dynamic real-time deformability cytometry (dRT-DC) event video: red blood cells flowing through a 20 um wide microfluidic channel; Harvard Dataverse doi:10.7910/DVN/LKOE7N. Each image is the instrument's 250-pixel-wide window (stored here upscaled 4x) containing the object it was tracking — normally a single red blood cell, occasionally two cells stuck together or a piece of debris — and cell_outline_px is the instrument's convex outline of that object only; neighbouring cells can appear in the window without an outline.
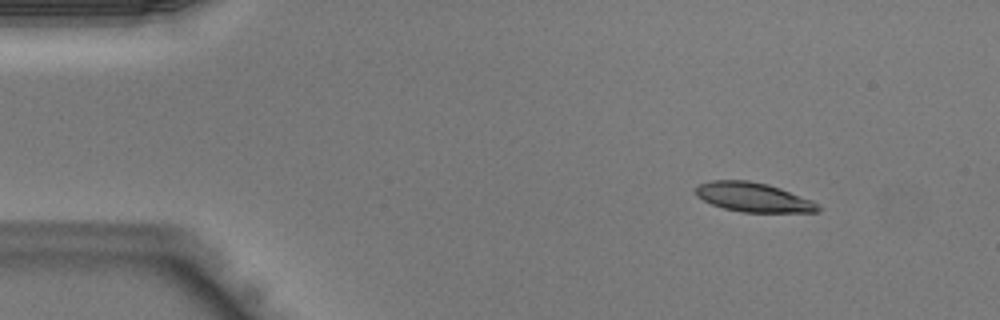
{"species": "Egyptian fruit bat (a non-hibernating species)", "species_latin": "Rousettus aegyptiacus", "temperature_condition": "warm", "stored_images_in_passage": 42, "camera_frame_rate_fps": 3000, "um_per_image_px": 0.085, "animal": {"sex": "male"}, "frame": {"image": 1, "passage_image": 5, "time_ms": 1.333, "image_size_px": [1000, 320], "cell_outline_px": [[820, 208], [816, 212], [740, 212], [724, 208], [712, 204], [696, 196], [696, 188], [700, 184], [712, 180], [748, 180], [768, 184], [780, 188], [812, 200]], "centroid_in_image_um": [64.02, 16.76], "position_along_channel_um": 21.0, "area_um2": 20.69}}
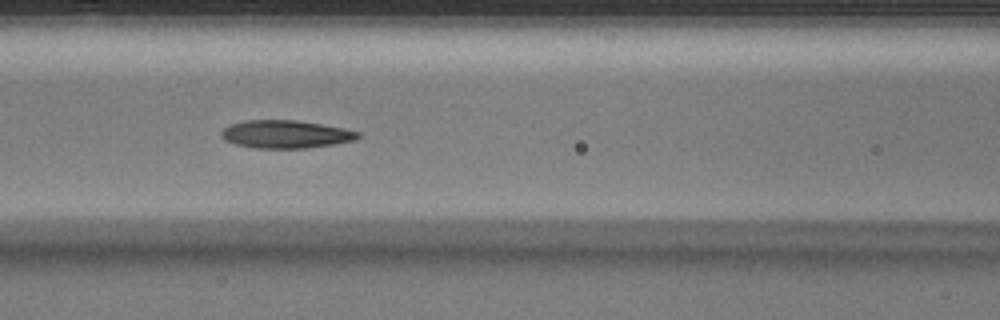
{"frame": {"image": 2, "passage_image": 18, "time_ms": 5.667, "image_size_px": [1000, 320], "cell_outline_px": [[360, 136], [352, 140], [332, 144], [308, 148], [256, 148], [236, 144], [224, 140], [220, 136], [220, 132], [224, 128], [232, 124], [244, 120], [296, 120], [320, 124], [360, 132]], "centroid_in_image_um": [24.22, 11.41], "position_along_channel_um": 142.4, "area_um2": 21.96}}
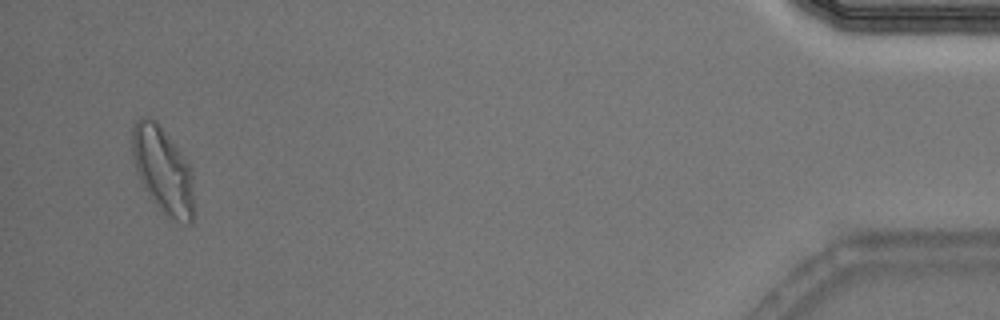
{"frame": {"image": 3, "passage_image": 41, "time_ms": 13.333, "image_size_px": [1000, 320], "cell_outline_px": [[192, 224], [188, 224], [176, 220], [168, 216], [152, 200], [144, 188], [140, 180], [132, 156], [132, 128], [136, 120], [140, 116], [152, 116], [156, 120], [192, 168]], "centroid_in_image_um": [13.82, 14.41], "position_along_channel_um": 421.4, "area_um2": 30.69}}